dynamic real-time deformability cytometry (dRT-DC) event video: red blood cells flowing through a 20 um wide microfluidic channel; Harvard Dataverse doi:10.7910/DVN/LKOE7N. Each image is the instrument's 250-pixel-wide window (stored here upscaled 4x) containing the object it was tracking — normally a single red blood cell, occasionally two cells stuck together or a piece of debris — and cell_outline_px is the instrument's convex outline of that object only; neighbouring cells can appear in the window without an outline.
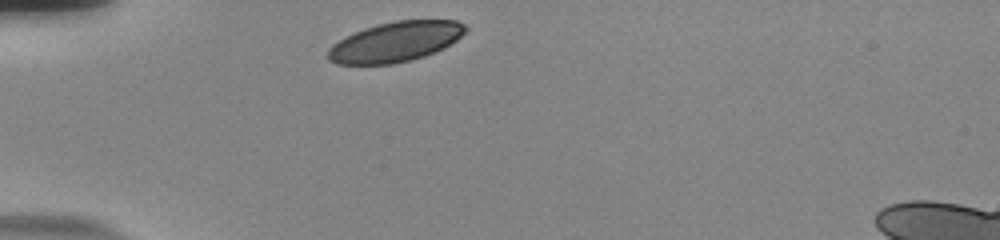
{"species": "human", "species_latin": "Homo sapiens", "temperature_condition": "room temperature", "stored_images_in_passage": 31, "camera_frame_rate_fps": 3000, "um_per_image_px": 0.085, "donor": {"sex": "male"}, "frame": {"image": 1, "passage_image": 1, "time_ms": 0.0, "image_size_px": [1000, 240], "cell_outline_px": [[468, 28], [456, 40], [444, 48], [424, 56], [412, 60], [392, 64], [336, 64], [328, 60], [328, 48], [332, 44], [364, 28], [376, 24], [396, 20], [456, 20], [464, 24]], "centroid_in_image_um": [33.61, 3.55], "position_along_channel_um": 51.4, "area_um2": 31.96}}
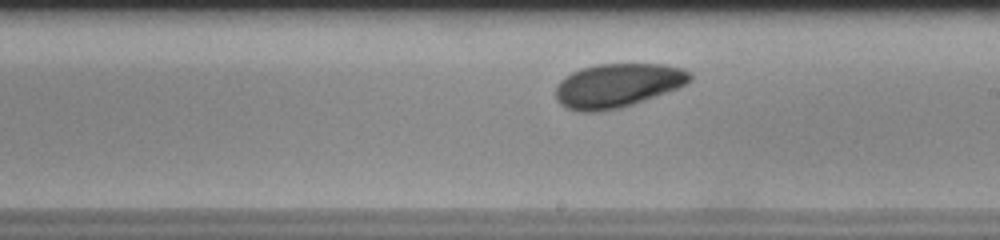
{"frame": {"image": 2, "passage_image": 18, "time_ms": 5.667, "image_size_px": [1000, 240], "cell_outline_px": [[692, 80], [676, 88], [632, 104], [620, 108], [596, 112], [580, 112], [564, 108], [556, 100], [556, 84], [560, 80], [572, 72], [580, 68], [596, 64], [664, 64], [684, 68], [692, 72]], "centroid_in_image_um": [52.45, 7.26], "position_along_channel_um": 236.5, "area_um2": 34.51}}
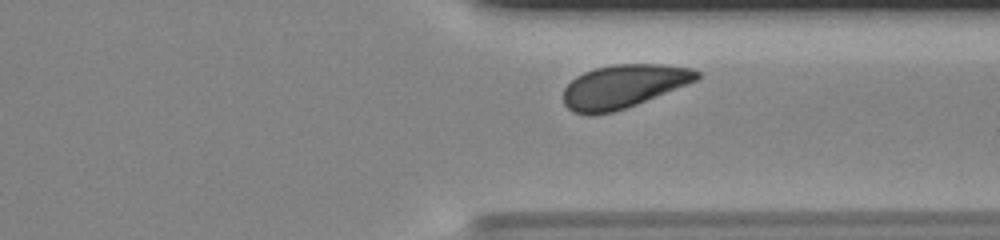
{"frame": {"image": 3, "passage_image": 28, "time_ms": 9.0, "image_size_px": [1000, 240], "cell_outline_px": [[700, 76], [696, 80], [636, 104], [612, 112], [592, 116], [588, 116], [572, 112], [564, 104], [564, 88], [576, 76], [584, 72], [596, 68], [612, 64], [664, 64], [692, 68], [700, 72]], "centroid_in_image_um": [52.95, 7.34], "position_along_channel_um": 358.5, "area_um2": 33.58}, "authors_computed_cell_mechanics": {"area_um2": 33.9864, "velocity_mm_per_s": 3.6389, "shape_relaxation_time_tau1_ms": 1.4788, "shape_relaxation_time_tau2_ms": 8.4368, "deformation_change_tau1": 0.0722, "deformation_change_tau2": 0.1353}}